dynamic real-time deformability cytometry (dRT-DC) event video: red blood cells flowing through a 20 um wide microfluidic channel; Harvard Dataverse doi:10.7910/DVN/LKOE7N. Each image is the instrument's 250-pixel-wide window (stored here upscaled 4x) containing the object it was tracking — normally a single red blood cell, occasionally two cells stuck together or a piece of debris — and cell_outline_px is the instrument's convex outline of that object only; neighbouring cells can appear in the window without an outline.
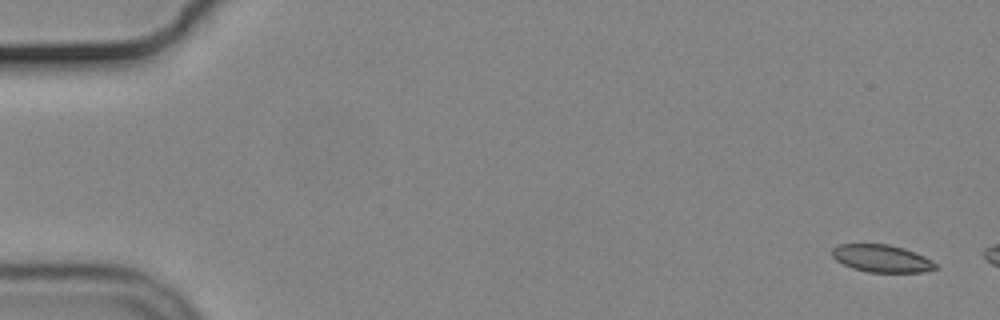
{"species": "common noctule bat (a hibernating species)", "species_latin": "Nyctalus noctula", "temperature_condition": "cold", "stored_images_in_passage": 6, "camera_frame_rate_fps": 3000, "um_per_image_px": 0.085, "animal": {"sex": "male", "body_mass_g": 19.2, "forearm_length_mm": 51.8}, "frame": {"image": 1, "passage_image": 1, "time_ms": 0.0, "image_size_px": [1000, 320], "cell_outline_px": [[940, 268], [924, 272], [868, 272], [852, 268], [836, 260], [832, 256], [832, 248], [840, 244], [888, 244], [904, 248], [924, 256], [932, 260]], "centroid_in_image_um": [74.97, 21.97], "position_along_channel_um": 10.0, "area_um2": 16.59}}